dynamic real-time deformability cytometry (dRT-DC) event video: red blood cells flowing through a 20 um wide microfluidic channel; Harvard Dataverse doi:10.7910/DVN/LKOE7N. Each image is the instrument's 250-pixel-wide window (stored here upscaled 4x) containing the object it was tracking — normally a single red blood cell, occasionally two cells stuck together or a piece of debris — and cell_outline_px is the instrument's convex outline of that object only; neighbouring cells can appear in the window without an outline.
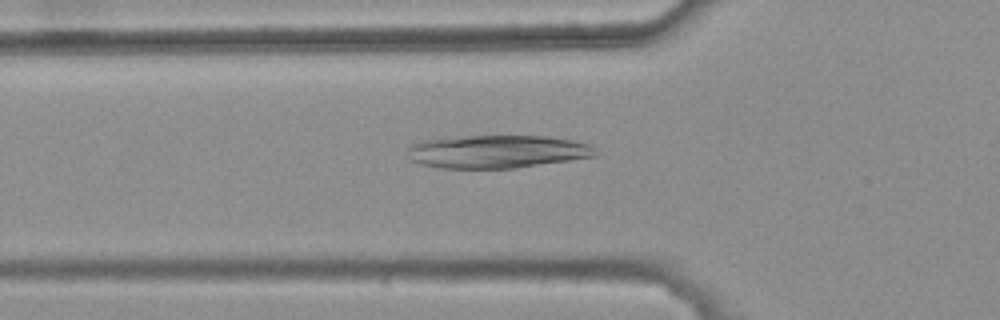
{"species": "common noctule bat (a hibernating species)", "species_latin": "Nyctalus noctula", "temperature_condition": "warm", "stored_images_in_passage": 47, "camera_frame_rate_fps": 3000, "um_per_image_px": 0.085, "animal": {"sex": "female", "body_mass_g": 25.1}, "frame": {"image": 1, "passage_image": 18, "time_ms": 5.667, "image_size_px": [1000, 320], "cell_outline_px": [[596, 156], [516, 168], [440, 168], [408, 160], [408, 148], [412, 144], [424, 140], [444, 136], [544, 136], [572, 140], [592, 144], [596, 148]], "centroid_in_image_um": [42.23, 12.87], "position_along_channel_um": 83.6, "area_um2": 36.41}}
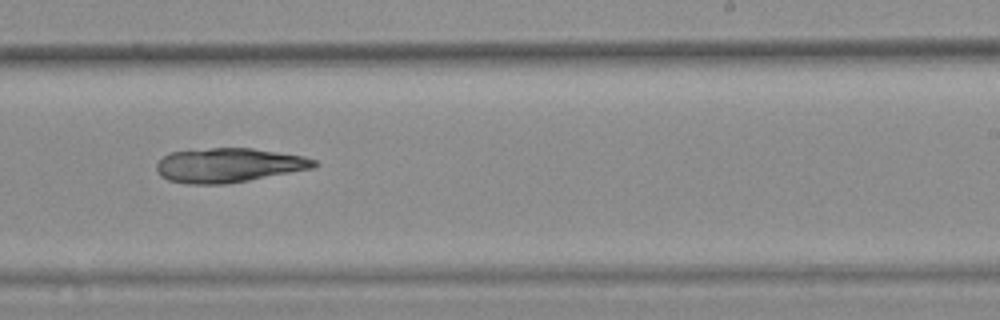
{"frame": {"image": 2, "passage_image": 33, "time_ms": 10.667, "image_size_px": [1000, 320], "cell_outline_px": [[320, 164], [316, 168], [248, 180], [224, 184], [188, 184], [168, 180], [160, 176], [156, 168], [156, 164], [168, 152], [212, 148], [252, 148], [304, 156], [316, 160]], "centroid_in_image_um": [19.46, 14.04], "position_along_channel_um": 269.5, "area_um2": 31.62}}
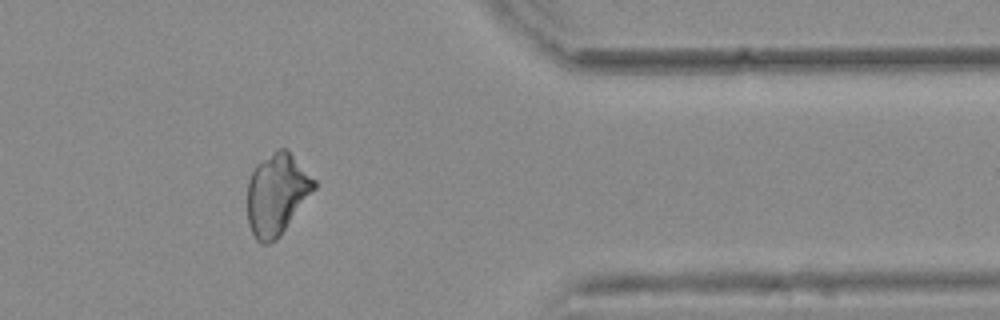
{"frame": {"image": 3, "passage_image": 44, "time_ms": 14.333, "image_size_px": [1000, 320], "cell_outline_px": [[316, 188], [280, 236], [276, 240], [268, 244], [260, 244], [256, 240], [248, 224], [248, 180], [256, 164], [260, 160], [276, 148], [284, 148], [316, 180]], "centroid_in_image_um": [23.52, 16.52], "position_along_channel_um": 387.9, "area_um2": 31.62}}